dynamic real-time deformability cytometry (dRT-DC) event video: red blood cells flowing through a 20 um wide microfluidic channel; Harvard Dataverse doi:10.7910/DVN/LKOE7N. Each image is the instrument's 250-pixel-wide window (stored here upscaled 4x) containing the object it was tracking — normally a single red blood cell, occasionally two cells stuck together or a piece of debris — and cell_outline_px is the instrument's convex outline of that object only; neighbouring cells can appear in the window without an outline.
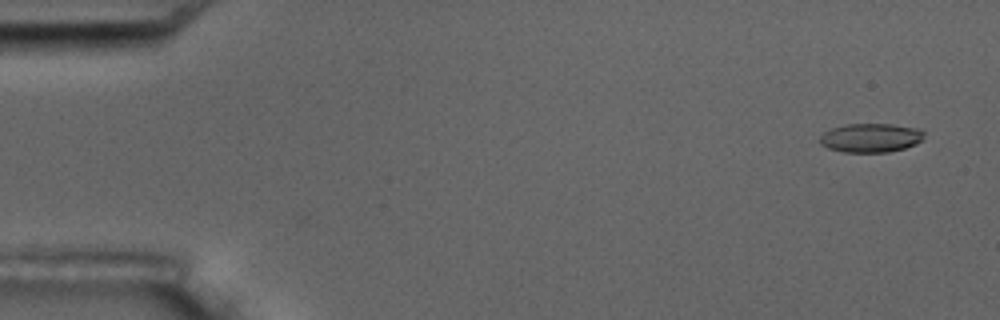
{"species": "common noctule bat (a hibernating species)", "species_latin": "Nyctalus noctula", "temperature_condition": "room temperature", "stored_images_in_passage": 5, "camera_frame_rate_fps": 3000, "um_per_image_px": 0.085, "animal": {"sex": "male", "body_mass_g": 17.5, "forearm_length_mm": 52.3}, "frame": {"image": 1, "passage_image": 1, "time_ms": 0.0, "image_size_px": [1000, 320], "cell_outline_px": [[924, 140], [916, 144], [904, 148], [888, 152], [844, 152], [828, 148], [820, 144], [820, 136], [824, 132], [832, 128], [844, 124], [892, 124], [920, 128], [924, 132]], "centroid_in_image_um": [74.04, 11.71], "position_along_channel_um": 11.0, "area_um2": 17.74}}
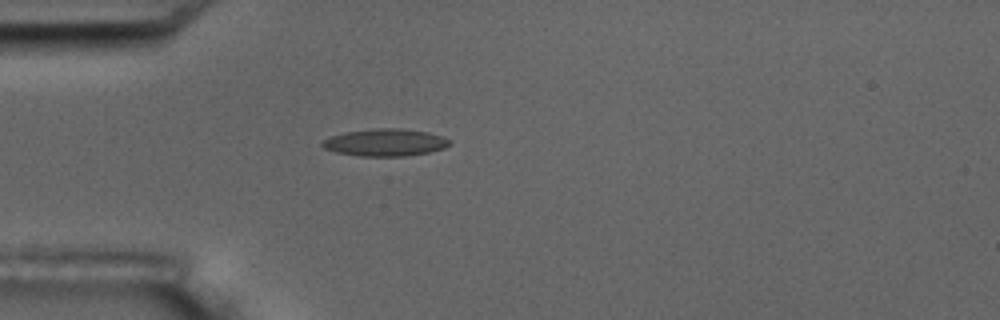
{"frame": {"image": 2, "passage_image": 5, "time_ms": 4.333, "image_size_px": [1000, 320], "cell_outline_px": [[452, 144], [444, 148], [428, 152], [404, 156], [360, 156], [336, 152], [324, 148], [320, 144], [324, 140], [332, 136], [344, 132], [376, 128], [400, 128], [428, 132], [444, 136], [452, 140]], "centroid_in_image_um": [32.79, 12.1], "position_along_channel_um": 52.2, "area_um2": 20.29}}